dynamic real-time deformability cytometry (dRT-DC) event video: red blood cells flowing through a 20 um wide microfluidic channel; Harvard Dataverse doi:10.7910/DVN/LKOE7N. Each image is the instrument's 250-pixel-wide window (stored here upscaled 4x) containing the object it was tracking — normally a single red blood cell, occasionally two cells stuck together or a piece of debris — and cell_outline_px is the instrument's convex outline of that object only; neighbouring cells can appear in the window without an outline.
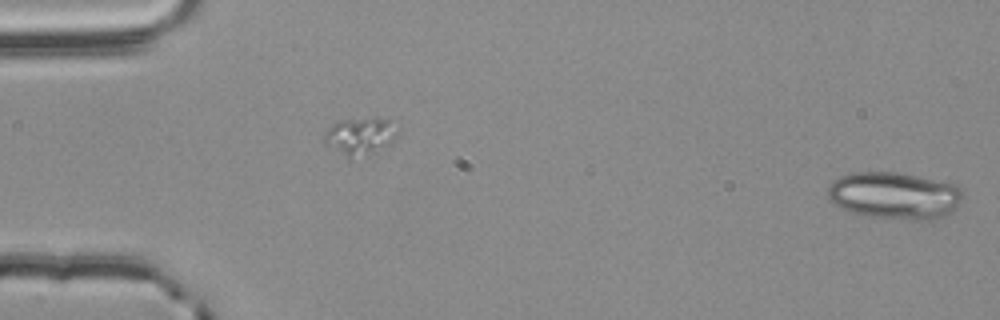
{"species": "common noctule bat (a hibernating species)", "species_latin": "Nyctalus noctula", "temperature_condition": "room temperature", "stored_images_in_passage": 18, "camera_frame_rate_fps": 3000, "um_per_image_px": 0.085, "animal": {"sex": "male", "body_mass_g": 20.4}, "frame": {"image": 1, "passage_image": 1, "time_ms": 0.0, "image_size_px": [1000, 320], "cell_outline_px": [[964, 196], [948, 212], [932, 220], [904, 220], [864, 216], [840, 208], [828, 200], [828, 188], [832, 180], [840, 176], [852, 172], [896, 172], [956, 184], [964, 192]], "centroid_in_image_um": [75.97, 16.62], "position_along_channel_um": 9.0, "area_um2": 37.11}}